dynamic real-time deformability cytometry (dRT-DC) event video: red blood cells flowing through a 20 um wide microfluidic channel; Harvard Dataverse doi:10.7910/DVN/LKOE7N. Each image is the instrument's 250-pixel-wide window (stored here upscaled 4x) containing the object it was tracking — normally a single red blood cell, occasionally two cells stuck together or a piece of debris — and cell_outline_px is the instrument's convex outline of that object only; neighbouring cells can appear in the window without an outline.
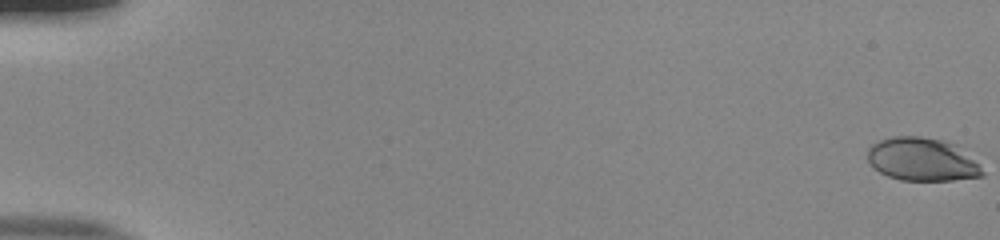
{"species": "human", "species_latin": "Homo sapiens", "temperature_condition": "room temperature", "stored_images_in_passage": 54, "camera_frame_rate_fps": 3000, "um_per_image_px": 0.085, "donor": {"sex": "male"}, "frame": {"image": 1, "passage_image": 1, "time_ms": 0.0, "image_size_px": [1000, 240], "cell_outline_px": [[984, 176], [952, 180], [900, 180], [888, 176], [880, 172], [868, 160], [868, 148], [872, 144], [880, 140], [892, 136], [920, 136], [944, 140], [956, 144], [984, 172]], "centroid_in_image_um": [78.35, 13.54], "position_along_channel_um": 6.7, "area_um2": 28.55}}
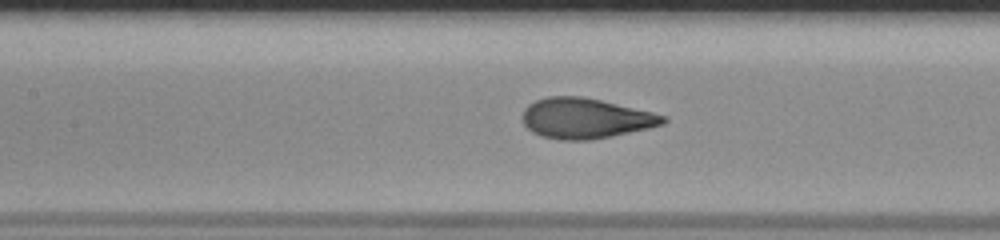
{"frame": {"image": 2, "passage_image": 27, "time_ms": 8.667, "image_size_px": [1000, 240], "cell_outline_px": [[668, 120], [664, 124], [648, 128], [612, 136], [592, 140], [560, 140], [540, 136], [532, 132], [524, 124], [520, 116], [524, 108], [528, 104], [536, 100], [548, 96], [584, 96], [652, 112], [668, 116]], "centroid_in_image_um": [49.74, 10.06], "position_along_channel_um": 157.7, "area_um2": 33.35}}
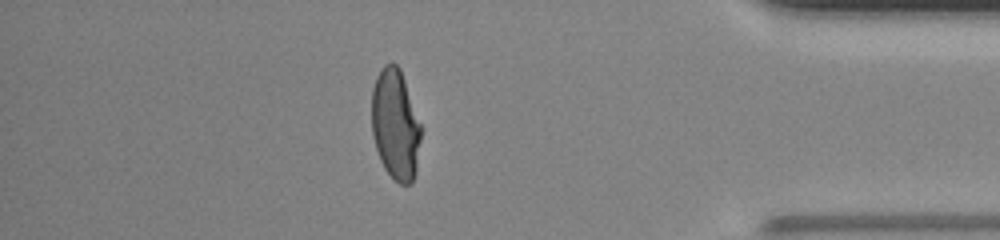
{"frame": {"image": 3, "passage_image": 48, "time_ms": 15.667, "image_size_px": [1000, 240], "cell_outline_px": [[420, 140], [416, 172], [412, 184], [400, 184], [384, 168], [380, 160], [372, 136], [372, 88], [376, 76], [380, 68], [384, 64], [396, 64], [400, 68], [420, 124]], "centroid_in_image_um": [33.59, 10.59], "position_along_channel_um": 401.6, "area_um2": 31.56}, "authors_computed_cell_mechanics": {"area_um2": 32.2235, "velocity_mm_per_s": 3.921, "shape_relaxation_time_tau1_ms": 5.489, "shape_relaxation_time_tau2_ms": null, "deformation_change_tau1": 0.2286, "deformation_change_tau2": null}}